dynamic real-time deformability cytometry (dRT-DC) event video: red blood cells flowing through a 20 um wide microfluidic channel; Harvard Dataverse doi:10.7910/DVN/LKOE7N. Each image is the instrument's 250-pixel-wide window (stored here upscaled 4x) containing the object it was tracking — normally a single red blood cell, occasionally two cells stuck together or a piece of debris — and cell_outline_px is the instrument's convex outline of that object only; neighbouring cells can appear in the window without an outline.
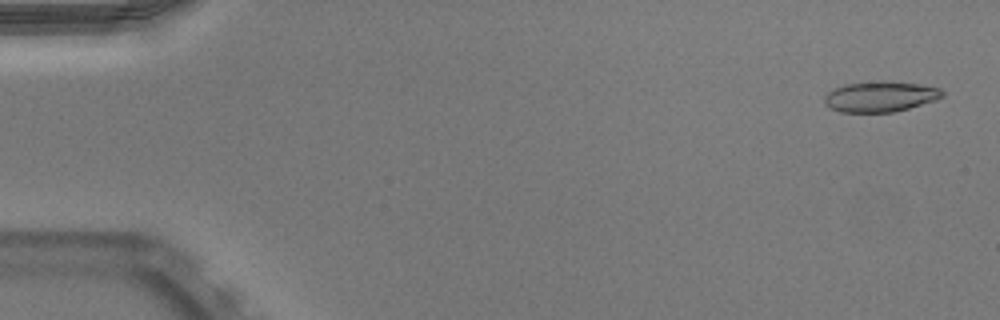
{"species": "Egyptian fruit bat (a non-hibernating species)", "species_latin": "Rousettus aegyptiacus", "temperature_condition": "warm", "stored_images_in_passage": 51, "camera_frame_rate_fps": 3000, "um_per_image_px": 0.085, "animal": {"sex": "male"}, "frame": {"image": 1, "passage_image": 2, "time_ms": 0.333, "image_size_px": [1000, 320], "cell_outline_px": [[944, 96], [936, 100], [908, 108], [892, 112], [840, 112], [828, 108], [824, 104], [824, 96], [828, 92], [844, 84], [880, 80], [920, 84], [940, 88], [944, 92]], "centroid_in_image_um": [74.81, 8.2], "position_along_channel_um": 10.2, "area_um2": 21.15}}
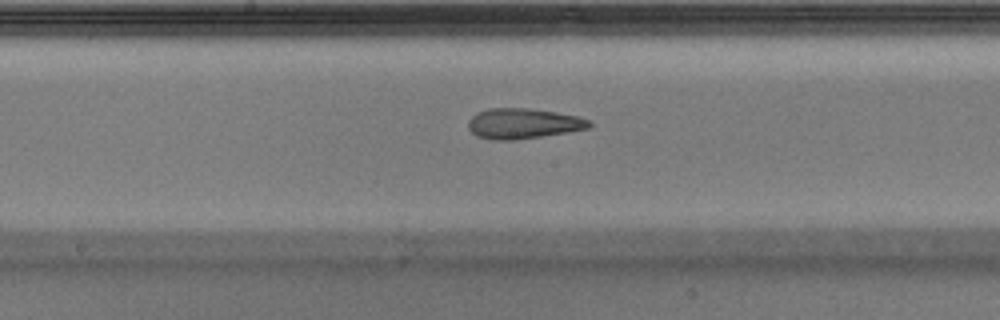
{"frame": {"image": 2, "passage_image": 27, "time_ms": 8.667, "image_size_px": [1000, 320], "cell_outline_px": [[592, 124], [588, 128], [568, 132], [516, 140], [492, 140], [476, 136], [468, 128], [468, 120], [476, 112], [488, 108], [528, 108], [556, 112], [576, 116], [592, 120]], "centroid_in_image_um": [44.44, 10.5], "position_along_channel_um": 203.8, "area_um2": 21.56}}
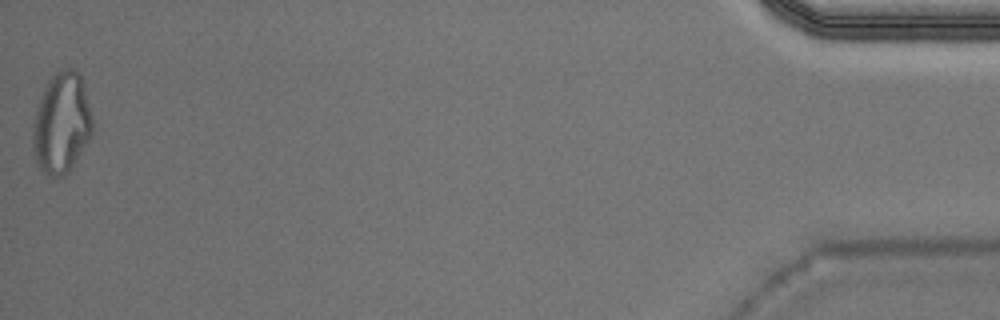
{"frame": {"image": 3, "passage_image": 51, "time_ms": 16.667, "image_size_px": [1000, 320], "cell_outline_px": [[92, 136], [68, 172], [64, 176], [48, 176], [40, 168], [36, 160], [32, 144], [32, 124], [36, 108], [44, 88], [48, 80], [60, 68], [68, 68], [80, 72], [84, 84], [92, 116]], "centroid_in_image_um": [5.23, 10.45], "position_along_channel_um": 430.0, "area_um2": 35.26}, "authors_computed_cell_mechanics": {"area_um2": 21.7906, "velocity_mm_per_s": 3.9768, "shape_relaxation_time_tau1_ms": null, "shape_relaxation_time_tau2_ms": 1.9255, "deformation_change_tau1": null, "deformation_change_tau2": 0.1135}}